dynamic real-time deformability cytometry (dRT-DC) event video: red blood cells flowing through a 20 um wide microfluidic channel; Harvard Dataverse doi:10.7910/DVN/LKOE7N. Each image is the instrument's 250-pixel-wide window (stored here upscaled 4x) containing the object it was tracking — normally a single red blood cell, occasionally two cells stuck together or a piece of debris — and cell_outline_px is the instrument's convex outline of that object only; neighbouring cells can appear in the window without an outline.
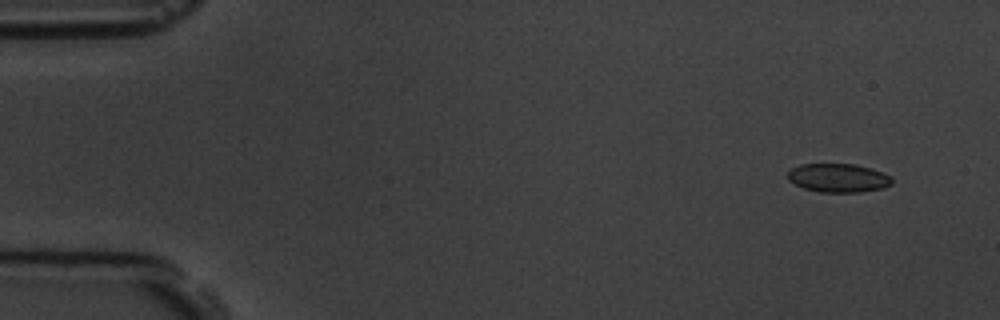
{"species": "common noctule bat (a hibernating species)", "species_latin": "Nyctalus noctula", "temperature_condition": "room temperature", "stored_images_in_passage": 6, "camera_frame_rate_fps": 3000, "um_per_image_px": 0.085, "animal": {"sex": "male", "body_mass_g": 19.5, "forearm_length_mm": 54.6}, "frame": {"image": 1, "passage_image": 2, "time_ms": 1.333, "image_size_px": [1000, 320], "cell_outline_px": [[892, 184], [884, 188], [860, 192], [820, 192], [804, 188], [788, 180], [788, 172], [792, 168], [800, 164], [852, 164], [872, 168], [892, 176]], "centroid_in_image_um": [71.28, 15.12], "position_along_channel_um": 13.7, "area_um2": 17.46}}
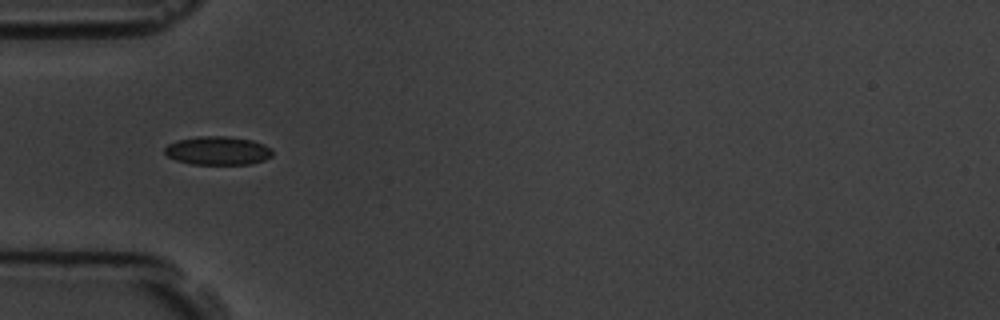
{"frame": {"image": 2, "passage_image": 6, "time_ms": 6.0, "image_size_px": [1000, 320], "cell_outline_px": [[272, 156], [264, 160], [252, 164], [192, 164], [176, 160], [168, 156], [164, 152], [164, 148], [168, 144], [176, 140], [196, 136], [228, 136], [252, 140], [264, 144], [272, 148]], "centroid_in_image_um": [18.52, 12.8], "position_along_channel_um": 66.5, "area_um2": 18.09}}